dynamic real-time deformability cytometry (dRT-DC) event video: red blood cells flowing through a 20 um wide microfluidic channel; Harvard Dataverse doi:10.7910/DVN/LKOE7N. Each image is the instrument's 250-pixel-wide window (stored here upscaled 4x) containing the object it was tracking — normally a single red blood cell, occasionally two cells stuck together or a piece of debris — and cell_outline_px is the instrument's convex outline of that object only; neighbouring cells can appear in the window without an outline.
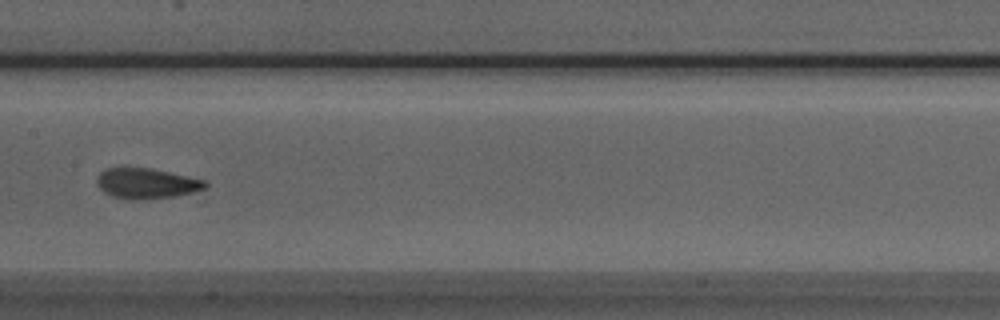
{"species": "Egyptian fruit bat (a non-hibernating species)", "species_latin": "Rousettus aegyptiacus", "temperature_condition": "room temperature", "stored_images_in_passage": 6, "camera_frame_rate_fps": 3000, "um_per_image_px": 0.085, "animal": {"sex": "male"}, "frame": {"image": 1, "passage_image": 6, "time_ms": 1.667, "image_size_px": [1000, 320], "cell_outline_px": [[208, 184], [204, 188], [192, 192], [176, 196], [140, 200], [128, 200], [112, 196], [104, 192], [96, 184], [96, 180], [100, 172], [108, 168], [124, 164], [152, 168], [208, 180]], "centroid_in_image_um": [12.41, 15.55], "position_along_channel_um": 195.0, "area_um2": 20.0}}